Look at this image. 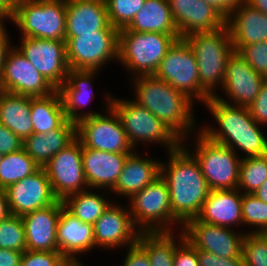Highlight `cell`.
Listing matches in <instances>:
<instances>
[{
    "label": "cell",
    "instance_id": "cell-13",
    "mask_svg": "<svg viewBox=\"0 0 267 266\" xmlns=\"http://www.w3.org/2000/svg\"><path fill=\"white\" fill-rule=\"evenodd\" d=\"M44 169L58 200L89 189L83 170L82 144L77 137L54 155Z\"/></svg>",
    "mask_w": 267,
    "mask_h": 266
},
{
    "label": "cell",
    "instance_id": "cell-26",
    "mask_svg": "<svg viewBox=\"0 0 267 266\" xmlns=\"http://www.w3.org/2000/svg\"><path fill=\"white\" fill-rule=\"evenodd\" d=\"M234 51L267 41V15L243 1L226 19Z\"/></svg>",
    "mask_w": 267,
    "mask_h": 266
},
{
    "label": "cell",
    "instance_id": "cell-4",
    "mask_svg": "<svg viewBox=\"0 0 267 266\" xmlns=\"http://www.w3.org/2000/svg\"><path fill=\"white\" fill-rule=\"evenodd\" d=\"M184 39L196 57L201 88L215 97L216 89L223 87L226 64L234 52L228 26L216 31L195 32Z\"/></svg>",
    "mask_w": 267,
    "mask_h": 266
},
{
    "label": "cell",
    "instance_id": "cell-30",
    "mask_svg": "<svg viewBox=\"0 0 267 266\" xmlns=\"http://www.w3.org/2000/svg\"><path fill=\"white\" fill-rule=\"evenodd\" d=\"M122 31L179 34L168 0H145L130 25Z\"/></svg>",
    "mask_w": 267,
    "mask_h": 266
},
{
    "label": "cell",
    "instance_id": "cell-44",
    "mask_svg": "<svg viewBox=\"0 0 267 266\" xmlns=\"http://www.w3.org/2000/svg\"><path fill=\"white\" fill-rule=\"evenodd\" d=\"M252 118L266 127L267 124V82L264 81L254 101L247 107Z\"/></svg>",
    "mask_w": 267,
    "mask_h": 266
},
{
    "label": "cell",
    "instance_id": "cell-5",
    "mask_svg": "<svg viewBox=\"0 0 267 266\" xmlns=\"http://www.w3.org/2000/svg\"><path fill=\"white\" fill-rule=\"evenodd\" d=\"M177 39H180L179 34L119 30L117 62L127 68L132 78L154 75Z\"/></svg>",
    "mask_w": 267,
    "mask_h": 266
},
{
    "label": "cell",
    "instance_id": "cell-28",
    "mask_svg": "<svg viewBox=\"0 0 267 266\" xmlns=\"http://www.w3.org/2000/svg\"><path fill=\"white\" fill-rule=\"evenodd\" d=\"M196 218L232 229L233 226L243 227L242 193L238 189L210 191Z\"/></svg>",
    "mask_w": 267,
    "mask_h": 266
},
{
    "label": "cell",
    "instance_id": "cell-54",
    "mask_svg": "<svg viewBox=\"0 0 267 266\" xmlns=\"http://www.w3.org/2000/svg\"><path fill=\"white\" fill-rule=\"evenodd\" d=\"M261 201L267 203V180L253 194Z\"/></svg>",
    "mask_w": 267,
    "mask_h": 266
},
{
    "label": "cell",
    "instance_id": "cell-34",
    "mask_svg": "<svg viewBox=\"0 0 267 266\" xmlns=\"http://www.w3.org/2000/svg\"><path fill=\"white\" fill-rule=\"evenodd\" d=\"M92 190L71 194L63 200V204L81 222L93 225L112 202L109 197L106 198Z\"/></svg>",
    "mask_w": 267,
    "mask_h": 266
},
{
    "label": "cell",
    "instance_id": "cell-3",
    "mask_svg": "<svg viewBox=\"0 0 267 266\" xmlns=\"http://www.w3.org/2000/svg\"><path fill=\"white\" fill-rule=\"evenodd\" d=\"M204 105L219 126L217 129L216 125L200 126L199 131L208 139L230 147L236 153L243 152L242 158L267 154V137L247 107L227 104L216 97H210Z\"/></svg>",
    "mask_w": 267,
    "mask_h": 266
},
{
    "label": "cell",
    "instance_id": "cell-23",
    "mask_svg": "<svg viewBox=\"0 0 267 266\" xmlns=\"http://www.w3.org/2000/svg\"><path fill=\"white\" fill-rule=\"evenodd\" d=\"M64 207L62 200L22 216L27 250L58 251L57 223Z\"/></svg>",
    "mask_w": 267,
    "mask_h": 266
},
{
    "label": "cell",
    "instance_id": "cell-38",
    "mask_svg": "<svg viewBox=\"0 0 267 266\" xmlns=\"http://www.w3.org/2000/svg\"><path fill=\"white\" fill-rule=\"evenodd\" d=\"M0 248L24 252L27 250L21 216L10 214L0 221Z\"/></svg>",
    "mask_w": 267,
    "mask_h": 266
},
{
    "label": "cell",
    "instance_id": "cell-43",
    "mask_svg": "<svg viewBox=\"0 0 267 266\" xmlns=\"http://www.w3.org/2000/svg\"><path fill=\"white\" fill-rule=\"evenodd\" d=\"M173 266H199L197 249L185 238L175 249Z\"/></svg>",
    "mask_w": 267,
    "mask_h": 266
},
{
    "label": "cell",
    "instance_id": "cell-22",
    "mask_svg": "<svg viewBox=\"0 0 267 266\" xmlns=\"http://www.w3.org/2000/svg\"><path fill=\"white\" fill-rule=\"evenodd\" d=\"M131 153H112L82 145V162L89 189L107 193L115 186L125 160Z\"/></svg>",
    "mask_w": 267,
    "mask_h": 266
},
{
    "label": "cell",
    "instance_id": "cell-55",
    "mask_svg": "<svg viewBox=\"0 0 267 266\" xmlns=\"http://www.w3.org/2000/svg\"><path fill=\"white\" fill-rule=\"evenodd\" d=\"M68 266H86V265H84V264L81 263V262H77V263L70 262V263L68 264Z\"/></svg>",
    "mask_w": 267,
    "mask_h": 266
},
{
    "label": "cell",
    "instance_id": "cell-39",
    "mask_svg": "<svg viewBox=\"0 0 267 266\" xmlns=\"http://www.w3.org/2000/svg\"><path fill=\"white\" fill-rule=\"evenodd\" d=\"M110 24L118 31L127 28L145 0H105Z\"/></svg>",
    "mask_w": 267,
    "mask_h": 266
},
{
    "label": "cell",
    "instance_id": "cell-42",
    "mask_svg": "<svg viewBox=\"0 0 267 266\" xmlns=\"http://www.w3.org/2000/svg\"><path fill=\"white\" fill-rule=\"evenodd\" d=\"M70 261L59 251L23 252L20 266H68Z\"/></svg>",
    "mask_w": 267,
    "mask_h": 266
},
{
    "label": "cell",
    "instance_id": "cell-19",
    "mask_svg": "<svg viewBox=\"0 0 267 266\" xmlns=\"http://www.w3.org/2000/svg\"><path fill=\"white\" fill-rule=\"evenodd\" d=\"M265 78L259 75L239 54L233 52L226 64L221 90L226 97L216 95L220 101L234 106L248 107L258 95ZM224 97V98H222Z\"/></svg>",
    "mask_w": 267,
    "mask_h": 266
},
{
    "label": "cell",
    "instance_id": "cell-24",
    "mask_svg": "<svg viewBox=\"0 0 267 266\" xmlns=\"http://www.w3.org/2000/svg\"><path fill=\"white\" fill-rule=\"evenodd\" d=\"M57 244L70 262H83L77 255L95 248L93 225L81 222L63 207L57 223Z\"/></svg>",
    "mask_w": 267,
    "mask_h": 266
},
{
    "label": "cell",
    "instance_id": "cell-1",
    "mask_svg": "<svg viewBox=\"0 0 267 266\" xmlns=\"http://www.w3.org/2000/svg\"><path fill=\"white\" fill-rule=\"evenodd\" d=\"M167 153L160 176L169 189L172 214L184 225L199 215L210 189L199 163L182 144Z\"/></svg>",
    "mask_w": 267,
    "mask_h": 266
},
{
    "label": "cell",
    "instance_id": "cell-25",
    "mask_svg": "<svg viewBox=\"0 0 267 266\" xmlns=\"http://www.w3.org/2000/svg\"><path fill=\"white\" fill-rule=\"evenodd\" d=\"M110 24L105 0H66V36L104 30Z\"/></svg>",
    "mask_w": 267,
    "mask_h": 266
},
{
    "label": "cell",
    "instance_id": "cell-8",
    "mask_svg": "<svg viewBox=\"0 0 267 266\" xmlns=\"http://www.w3.org/2000/svg\"><path fill=\"white\" fill-rule=\"evenodd\" d=\"M128 201L131 218L140 232H173L177 224L182 230L183 224L172 214L169 189L161 176Z\"/></svg>",
    "mask_w": 267,
    "mask_h": 266
},
{
    "label": "cell",
    "instance_id": "cell-37",
    "mask_svg": "<svg viewBox=\"0 0 267 266\" xmlns=\"http://www.w3.org/2000/svg\"><path fill=\"white\" fill-rule=\"evenodd\" d=\"M242 221L243 226L254 227L246 233H267V203L253 194L242 193Z\"/></svg>",
    "mask_w": 267,
    "mask_h": 266
},
{
    "label": "cell",
    "instance_id": "cell-6",
    "mask_svg": "<svg viewBox=\"0 0 267 266\" xmlns=\"http://www.w3.org/2000/svg\"><path fill=\"white\" fill-rule=\"evenodd\" d=\"M194 134H197L196 141L191 142L194 143L191 146L188 144L189 149L185 142L182 145L199 163L210 191L237 189L242 157L230 147L211 141L200 131Z\"/></svg>",
    "mask_w": 267,
    "mask_h": 266
},
{
    "label": "cell",
    "instance_id": "cell-32",
    "mask_svg": "<svg viewBox=\"0 0 267 266\" xmlns=\"http://www.w3.org/2000/svg\"><path fill=\"white\" fill-rule=\"evenodd\" d=\"M33 133L44 134L59 128L66 120L59 91L43 97H30Z\"/></svg>",
    "mask_w": 267,
    "mask_h": 266
},
{
    "label": "cell",
    "instance_id": "cell-14",
    "mask_svg": "<svg viewBox=\"0 0 267 266\" xmlns=\"http://www.w3.org/2000/svg\"><path fill=\"white\" fill-rule=\"evenodd\" d=\"M17 48L41 75L58 89L70 70L65 40L21 37Z\"/></svg>",
    "mask_w": 267,
    "mask_h": 266
},
{
    "label": "cell",
    "instance_id": "cell-7",
    "mask_svg": "<svg viewBox=\"0 0 267 266\" xmlns=\"http://www.w3.org/2000/svg\"><path fill=\"white\" fill-rule=\"evenodd\" d=\"M8 19L21 37L65 40L66 0H22Z\"/></svg>",
    "mask_w": 267,
    "mask_h": 266
},
{
    "label": "cell",
    "instance_id": "cell-16",
    "mask_svg": "<svg viewBox=\"0 0 267 266\" xmlns=\"http://www.w3.org/2000/svg\"><path fill=\"white\" fill-rule=\"evenodd\" d=\"M182 231L185 239L197 250H206L222 258L242 256L245 231L239 233L232 228L209 224L197 218L188 220Z\"/></svg>",
    "mask_w": 267,
    "mask_h": 266
},
{
    "label": "cell",
    "instance_id": "cell-21",
    "mask_svg": "<svg viewBox=\"0 0 267 266\" xmlns=\"http://www.w3.org/2000/svg\"><path fill=\"white\" fill-rule=\"evenodd\" d=\"M99 70L70 69L64 83L57 89L61 96L66 118L74 123L80 120L99 115L100 112L89 110L87 113L80 111L89 104L94 97L92 88L93 79ZM79 110V111H78Z\"/></svg>",
    "mask_w": 267,
    "mask_h": 266
},
{
    "label": "cell",
    "instance_id": "cell-18",
    "mask_svg": "<svg viewBox=\"0 0 267 266\" xmlns=\"http://www.w3.org/2000/svg\"><path fill=\"white\" fill-rule=\"evenodd\" d=\"M95 248L126 249L137 243L140 231L135 227L129 207L111 203L93 224Z\"/></svg>",
    "mask_w": 267,
    "mask_h": 266
},
{
    "label": "cell",
    "instance_id": "cell-29",
    "mask_svg": "<svg viewBox=\"0 0 267 266\" xmlns=\"http://www.w3.org/2000/svg\"><path fill=\"white\" fill-rule=\"evenodd\" d=\"M75 138L76 123L67 119L55 130L28 136L23 141V149L40 167H44L54 155Z\"/></svg>",
    "mask_w": 267,
    "mask_h": 266
},
{
    "label": "cell",
    "instance_id": "cell-52",
    "mask_svg": "<svg viewBox=\"0 0 267 266\" xmlns=\"http://www.w3.org/2000/svg\"><path fill=\"white\" fill-rule=\"evenodd\" d=\"M11 214L5 190L0 189V221Z\"/></svg>",
    "mask_w": 267,
    "mask_h": 266
},
{
    "label": "cell",
    "instance_id": "cell-50",
    "mask_svg": "<svg viewBox=\"0 0 267 266\" xmlns=\"http://www.w3.org/2000/svg\"><path fill=\"white\" fill-rule=\"evenodd\" d=\"M6 31L4 22L0 23V77L3 70V65L9 48L11 47V40Z\"/></svg>",
    "mask_w": 267,
    "mask_h": 266
},
{
    "label": "cell",
    "instance_id": "cell-56",
    "mask_svg": "<svg viewBox=\"0 0 267 266\" xmlns=\"http://www.w3.org/2000/svg\"><path fill=\"white\" fill-rule=\"evenodd\" d=\"M8 18L0 11V23L5 22Z\"/></svg>",
    "mask_w": 267,
    "mask_h": 266
},
{
    "label": "cell",
    "instance_id": "cell-57",
    "mask_svg": "<svg viewBox=\"0 0 267 266\" xmlns=\"http://www.w3.org/2000/svg\"><path fill=\"white\" fill-rule=\"evenodd\" d=\"M2 157H3V154L0 153V163H1Z\"/></svg>",
    "mask_w": 267,
    "mask_h": 266
},
{
    "label": "cell",
    "instance_id": "cell-27",
    "mask_svg": "<svg viewBox=\"0 0 267 266\" xmlns=\"http://www.w3.org/2000/svg\"><path fill=\"white\" fill-rule=\"evenodd\" d=\"M140 155V156H139ZM143 158L140 153L129 154L123 165L115 186L109 191L113 195H121L129 200L135 193L140 192L160 176L161 161Z\"/></svg>",
    "mask_w": 267,
    "mask_h": 266
},
{
    "label": "cell",
    "instance_id": "cell-11",
    "mask_svg": "<svg viewBox=\"0 0 267 266\" xmlns=\"http://www.w3.org/2000/svg\"><path fill=\"white\" fill-rule=\"evenodd\" d=\"M111 95L107 93L105 96L107 114L105 112L80 120L76 124V137L87 148L112 153H133L136 149L129 142L120 117L111 107Z\"/></svg>",
    "mask_w": 267,
    "mask_h": 266
},
{
    "label": "cell",
    "instance_id": "cell-10",
    "mask_svg": "<svg viewBox=\"0 0 267 266\" xmlns=\"http://www.w3.org/2000/svg\"><path fill=\"white\" fill-rule=\"evenodd\" d=\"M154 75L195 101L205 103L210 96L201 88L193 50L184 38L168 49ZM195 99V100H194Z\"/></svg>",
    "mask_w": 267,
    "mask_h": 266
},
{
    "label": "cell",
    "instance_id": "cell-35",
    "mask_svg": "<svg viewBox=\"0 0 267 266\" xmlns=\"http://www.w3.org/2000/svg\"><path fill=\"white\" fill-rule=\"evenodd\" d=\"M39 168L40 166L23 148L14 153L4 154L0 163V189L5 190L9 185L33 174Z\"/></svg>",
    "mask_w": 267,
    "mask_h": 266
},
{
    "label": "cell",
    "instance_id": "cell-49",
    "mask_svg": "<svg viewBox=\"0 0 267 266\" xmlns=\"http://www.w3.org/2000/svg\"><path fill=\"white\" fill-rule=\"evenodd\" d=\"M23 252L0 248V266H20Z\"/></svg>",
    "mask_w": 267,
    "mask_h": 266
},
{
    "label": "cell",
    "instance_id": "cell-15",
    "mask_svg": "<svg viewBox=\"0 0 267 266\" xmlns=\"http://www.w3.org/2000/svg\"><path fill=\"white\" fill-rule=\"evenodd\" d=\"M0 90L28 97H43L56 89L25 58L17 46H11L3 65Z\"/></svg>",
    "mask_w": 267,
    "mask_h": 266
},
{
    "label": "cell",
    "instance_id": "cell-36",
    "mask_svg": "<svg viewBox=\"0 0 267 266\" xmlns=\"http://www.w3.org/2000/svg\"><path fill=\"white\" fill-rule=\"evenodd\" d=\"M267 180V154L242 158L238 190L245 194H254Z\"/></svg>",
    "mask_w": 267,
    "mask_h": 266
},
{
    "label": "cell",
    "instance_id": "cell-31",
    "mask_svg": "<svg viewBox=\"0 0 267 266\" xmlns=\"http://www.w3.org/2000/svg\"><path fill=\"white\" fill-rule=\"evenodd\" d=\"M0 123L22 141L32 135L30 97L0 90Z\"/></svg>",
    "mask_w": 267,
    "mask_h": 266
},
{
    "label": "cell",
    "instance_id": "cell-51",
    "mask_svg": "<svg viewBox=\"0 0 267 266\" xmlns=\"http://www.w3.org/2000/svg\"><path fill=\"white\" fill-rule=\"evenodd\" d=\"M22 0H0V11L8 18Z\"/></svg>",
    "mask_w": 267,
    "mask_h": 266
},
{
    "label": "cell",
    "instance_id": "cell-45",
    "mask_svg": "<svg viewBox=\"0 0 267 266\" xmlns=\"http://www.w3.org/2000/svg\"><path fill=\"white\" fill-rule=\"evenodd\" d=\"M197 257L199 266H245L243 256L222 258L206 250H197Z\"/></svg>",
    "mask_w": 267,
    "mask_h": 266
},
{
    "label": "cell",
    "instance_id": "cell-40",
    "mask_svg": "<svg viewBox=\"0 0 267 266\" xmlns=\"http://www.w3.org/2000/svg\"><path fill=\"white\" fill-rule=\"evenodd\" d=\"M242 256L245 266H267V233H245Z\"/></svg>",
    "mask_w": 267,
    "mask_h": 266
},
{
    "label": "cell",
    "instance_id": "cell-41",
    "mask_svg": "<svg viewBox=\"0 0 267 266\" xmlns=\"http://www.w3.org/2000/svg\"><path fill=\"white\" fill-rule=\"evenodd\" d=\"M238 54L262 77L267 76V41L243 46Z\"/></svg>",
    "mask_w": 267,
    "mask_h": 266
},
{
    "label": "cell",
    "instance_id": "cell-53",
    "mask_svg": "<svg viewBox=\"0 0 267 266\" xmlns=\"http://www.w3.org/2000/svg\"><path fill=\"white\" fill-rule=\"evenodd\" d=\"M251 7L267 15V0H244Z\"/></svg>",
    "mask_w": 267,
    "mask_h": 266
},
{
    "label": "cell",
    "instance_id": "cell-17",
    "mask_svg": "<svg viewBox=\"0 0 267 266\" xmlns=\"http://www.w3.org/2000/svg\"><path fill=\"white\" fill-rule=\"evenodd\" d=\"M11 214L23 216L27 213L46 208L58 199L54 196L44 167L33 174L9 185L5 189Z\"/></svg>",
    "mask_w": 267,
    "mask_h": 266
},
{
    "label": "cell",
    "instance_id": "cell-47",
    "mask_svg": "<svg viewBox=\"0 0 267 266\" xmlns=\"http://www.w3.org/2000/svg\"><path fill=\"white\" fill-rule=\"evenodd\" d=\"M121 266H151L146 252L136 243L127 249Z\"/></svg>",
    "mask_w": 267,
    "mask_h": 266
},
{
    "label": "cell",
    "instance_id": "cell-48",
    "mask_svg": "<svg viewBox=\"0 0 267 266\" xmlns=\"http://www.w3.org/2000/svg\"><path fill=\"white\" fill-rule=\"evenodd\" d=\"M217 10L225 19L244 1V0H202Z\"/></svg>",
    "mask_w": 267,
    "mask_h": 266
},
{
    "label": "cell",
    "instance_id": "cell-12",
    "mask_svg": "<svg viewBox=\"0 0 267 266\" xmlns=\"http://www.w3.org/2000/svg\"><path fill=\"white\" fill-rule=\"evenodd\" d=\"M118 33L109 24L104 30L65 38L70 69L100 70L111 59L118 61Z\"/></svg>",
    "mask_w": 267,
    "mask_h": 266
},
{
    "label": "cell",
    "instance_id": "cell-2",
    "mask_svg": "<svg viewBox=\"0 0 267 266\" xmlns=\"http://www.w3.org/2000/svg\"><path fill=\"white\" fill-rule=\"evenodd\" d=\"M131 82L136 97L133 100L160 119L182 142L190 141L189 135L198 131L194 102L155 75L138 76Z\"/></svg>",
    "mask_w": 267,
    "mask_h": 266
},
{
    "label": "cell",
    "instance_id": "cell-20",
    "mask_svg": "<svg viewBox=\"0 0 267 266\" xmlns=\"http://www.w3.org/2000/svg\"><path fill=\"white\" fill-rule=\"evenodd\" d=\"M180 38L195 32L216 31L226 19L202 0H168Z\"/></svg>",
    "mask_w": 267,
    "mask_h": 266
},
{
    "label": "cell",
    "instance_id": "cell-46",
    "mask_svg": "<svg viewBox=\"0 0 267 266\" xmlns=\"http://www.w3.org/2000/svg\"><path fill=\"white\" fill-rule=\"evenodd\" d=\"M23 148V141L9 130L5 125L0 123V153H14Z\"/></svg>",
    "mask_w": 267,
    "mask_h": 266
},
{
    "label": "cell",
    "instance_id": "cell-33",
    "mask_svg": "<svg viewBox=\"0 0 267 266\" xmlns=\"http://www.w3.org/2000/svg\"><path fill=\"white\" fill-rule=\"evenodd\" d=\"M140 232L137 244L146 252L151 266H173L177 245L185 238L183 231ZM179 241L175 242L176 238ZM179 237V238H178Z\"/></svg>",
    "mask_w": 267,
    "mask_h": 266
},
{
    "label": "cell",
    "instance_id": "cell-9",
    "mask_svg": "<svg viewBox=\"0 0 267 266\" xmlns=\"http://www.w3.org/2000/svg\"><path fill=\"white\" fill-rule=\"evenodd\" d=\"M111 107L120 117L127 138L135 149L137 143H155L162 144L168 152L182 144V140L169 127L133 99L113 96Z\"/></svg>",
    "mask_w": 267,
    "mask_h": 266
}]
</instances>
